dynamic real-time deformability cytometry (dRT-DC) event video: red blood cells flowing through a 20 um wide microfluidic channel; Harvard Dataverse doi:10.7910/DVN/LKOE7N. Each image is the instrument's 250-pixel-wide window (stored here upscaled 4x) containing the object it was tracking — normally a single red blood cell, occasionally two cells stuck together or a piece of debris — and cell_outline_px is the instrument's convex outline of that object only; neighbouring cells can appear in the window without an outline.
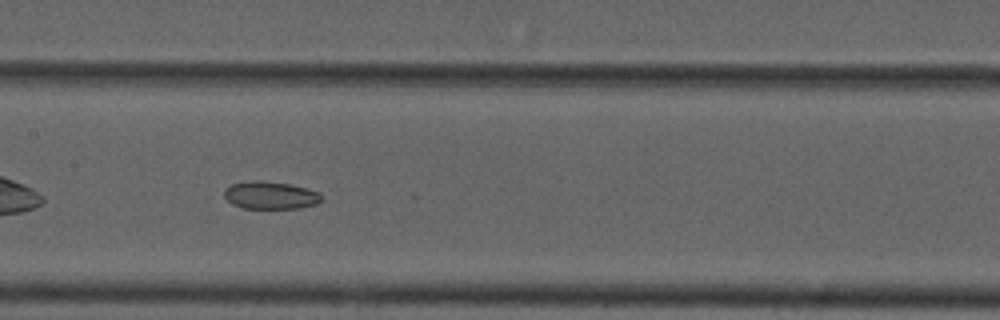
{"species": "common noctule bat (a hibernating species)", "species_latin": "Nyctalus noctula", "temperature_condition": "cold", "stored_images_in_passage": 40, "camera_frame_rate_fps": 3000, "um_per_image_px": 0.085, "animal": {"sex": "male", "forearm_length_mm": 52.5}, "frame": {"image": 1, "passage_image": 12, "time_ms": 3.667, "image_size_px": [1000, 320], "cell_outline_px": [[324, 196], [316, 204], [300, 208], [244, 208], [232, 204], [220, 196], [232, 184], [252, 180], [260, 180], [288, 184], [320, 192]], "centroid_in_image_um": [22.96, 16.6], "position_along_channel_um": 184.4, "area_um2": 15.66}, "authors_computed_cell_mechanics": {"area_um2": 17.5134, "velocity_mm_per_s": 3.7118, "shape_relaxation_time_tau1_ms": null, "shape_relaxation_time_tau2_ms": 3.86, "deformation_change_tau1": null, "deformation_change_tau2": 0.0666}}